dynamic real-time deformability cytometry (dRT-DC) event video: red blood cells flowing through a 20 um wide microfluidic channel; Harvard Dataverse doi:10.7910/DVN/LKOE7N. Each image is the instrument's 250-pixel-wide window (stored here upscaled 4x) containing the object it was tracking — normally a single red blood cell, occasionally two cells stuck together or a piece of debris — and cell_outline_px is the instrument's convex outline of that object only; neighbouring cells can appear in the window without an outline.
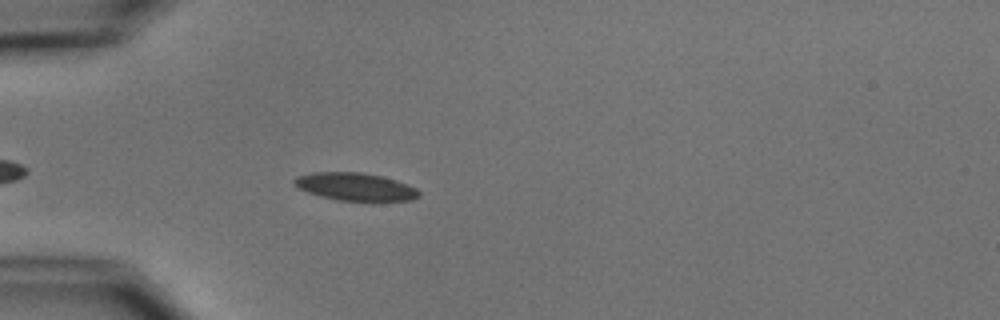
{"species": "common noctule bat (a hibernating species)", "species_latin": "Nyctalus noctula", "temperature_condition": "cold", "stored_images_in_passage": 5, "camera_frame_rate_fps": 3000, "um_per_image_px": 0.085, "animal": {"sex": "male", "body_mass_g": 15.6}, "frame": {"image": 1, "passage_image": 5, "time_ms": 4.667, "image_size_px": [1000, 320], "cell_outline_px": [[420, 196], [412, 200], [372, 204], [340, 200], [320, 196], [308, 192], [292, 184], [292, 180], [296, 176], [312, 172], [364, 172], [396, 180], [408, 184], [416, 188], [420, 192]], "centroid_in_image_um": [30.26, 15.91], "position_along_channel_um": 54.7, "area_um2": 21.1}}